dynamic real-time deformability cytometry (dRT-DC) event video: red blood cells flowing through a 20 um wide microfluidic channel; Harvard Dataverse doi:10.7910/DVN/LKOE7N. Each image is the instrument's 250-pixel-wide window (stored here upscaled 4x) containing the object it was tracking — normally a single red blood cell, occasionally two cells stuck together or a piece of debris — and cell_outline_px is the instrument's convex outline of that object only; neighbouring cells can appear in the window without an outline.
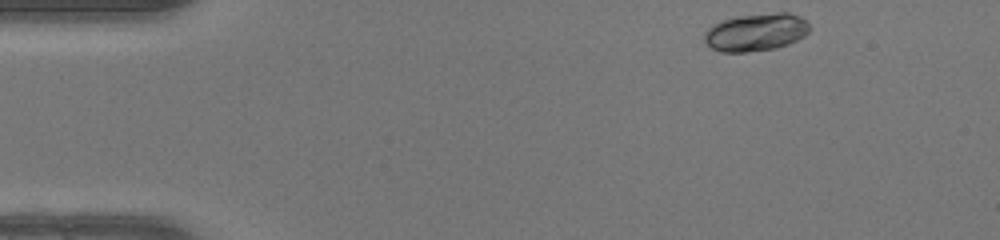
{"species": "human", "species_latin": "Homo sapiens", "temperature_condition": "warm", "stored_images_in_passage": 44, "camera_frame_rate_fps": 3000, "um_per_image_px": 0.085, "donor": {"sex": "female"}, "frame": {"image": 1, "passage_image": 1, "time_ms": 0.0, "image_size_px": [1000, 240], "cell_outline_px": [[812, 28], [804, 36], [788, 44], [776, 48], [748, 52], [720, 52], [704, 44], [704, 32], [712, 24], [720, 20], [736, 16], [776, 12], [788, 12], [800, 16]], "centroid_in_image_um": [64.22, 2.73], "position_along_channel_um": 20.8, "area_um2": 23.47}}
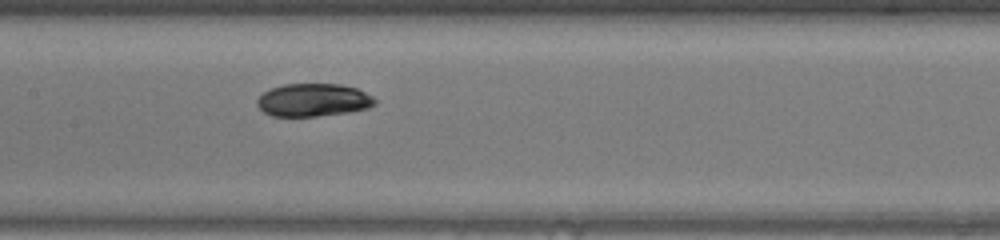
{"frame": {"image": 2, "passage_image": 19, "time_ms": 6.0, "image_size_px": [1000, 240], "cell_outline_px": [[376, 104], [368, 108], [348, 112], [316, 116], [272, 116], [264, 112], [256, 104], [256, 100], [264, 92], [272, 88], [284, 84], [340, 84], [356, 88], [372, 96], [376, 100]], "centroid_in_image_um": [26.63, 8.5], "position_along_channel_um": 180.8, "area_um2": 22.48}}
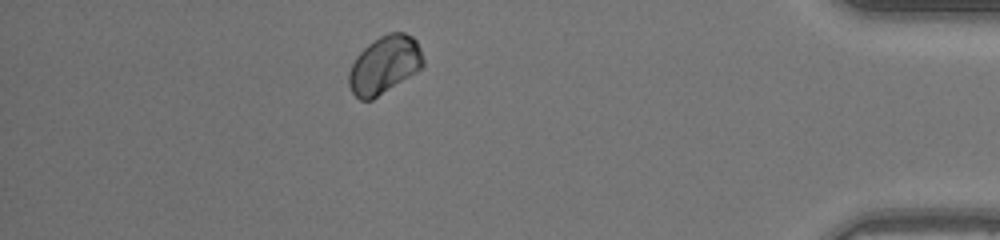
{"frame": {"image": 3, "passage_image": 38, "time_ms": 12.333, "image_size_px": [1000, 240], "cell_outline_px": [[424, 64], [416, 72], [372, 100], [360, 100], [352, 92], [348, 84], [348, 72], [356, 56], [368, 44], [380, 36], [388, 32], [404, 32], [412, 36], [416, 40], [420, 48], [424, 60]], "centroid_in_image_um": [32.67, 5.5], "position_along_channel_um": 402.5, "area_um2": 24.97}, "authors_computed_cell_mechanics": {"area_um2": 23.0044, "velocity_mm_per_s": 4.2231, "shape_relaxation_time_tau1_ms": 3.4185, "shape_relaxation_time_tau2_ms": null, "deformation_change_tau1": 0.0866, "deformation_change_tau2": null}}